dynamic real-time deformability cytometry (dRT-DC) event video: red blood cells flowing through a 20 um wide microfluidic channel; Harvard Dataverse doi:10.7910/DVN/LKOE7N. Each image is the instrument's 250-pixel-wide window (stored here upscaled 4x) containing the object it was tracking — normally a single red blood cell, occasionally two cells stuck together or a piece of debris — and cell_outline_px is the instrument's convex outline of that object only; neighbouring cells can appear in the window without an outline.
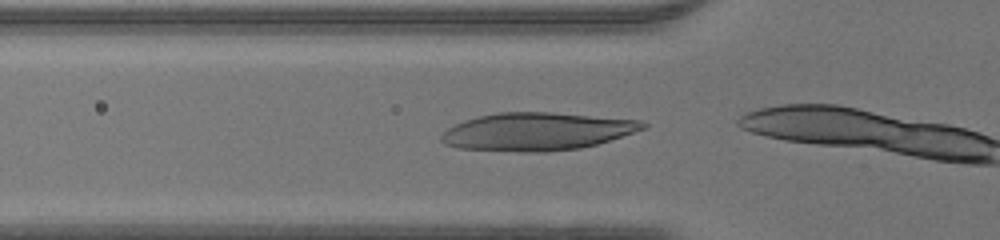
{"species": "human", "species_latin": "Homo sapiens", "temperature_condition": "warm", "stored_images_in_passage": 11, "camera_frame_rate_fps": 3000, "um_per_image_px": 0.085, "donor": {"sex": "male"}, "frame": {"image": 1, "passage_image": 7, "time_ms": 2.0, "image_size_px": [1000, 240], "cell_outline_px": [[648, 128], [596, 144], [580, 148], [544, 152], [524, 152], [456, 148], [444, 144], [440, 140], [440, 136], [448, 128], [464, 120], [476, 116], [500, 112], [552, 112], [640, 120], [648, 124]], "centroid_in_image_um": [45.62, 11.18], "position_along_channel_um": 80.2, "area_um2": 44.56}}